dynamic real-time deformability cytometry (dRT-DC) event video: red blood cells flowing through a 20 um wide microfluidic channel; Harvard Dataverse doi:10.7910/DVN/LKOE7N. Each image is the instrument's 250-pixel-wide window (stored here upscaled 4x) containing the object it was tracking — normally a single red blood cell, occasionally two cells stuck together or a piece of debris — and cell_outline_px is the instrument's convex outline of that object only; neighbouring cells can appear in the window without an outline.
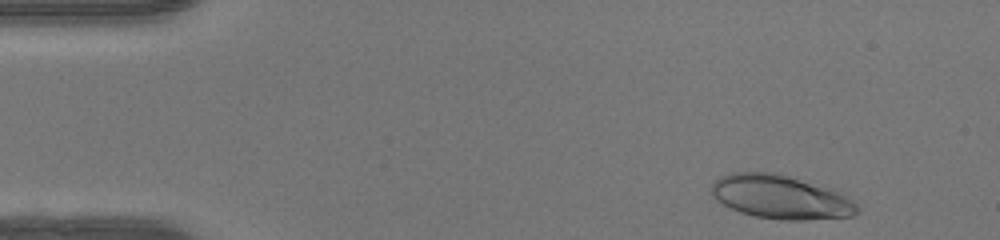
{"species": "human", "species_latin": "Homo sapiens", "temperature_condition": "warm", "stored_images_in_passage": 47, "camera_frame_rate_fps": 3000, "um_per_image_px": 0.085, "donor": {"sex": "female"}, "frame": {"image": 1, "passage_image": 3, "time_ms": 0.667, "image_size_px": [1000, 240], "cell_outline_px": [[860, 212], [852, 216], [804, 220], [780, 220], [756, 216], [740, 212], [716, 200], [712, 196], [712, 184], [720, 176], [732, 172], [776, 172], [832, 188], [840, 192], [852, 200], [860, 208]], "centroid_in_image_um": [66.39, 16.74], "position_along_channel_um": 18.6, "area_um2": 37.34}}
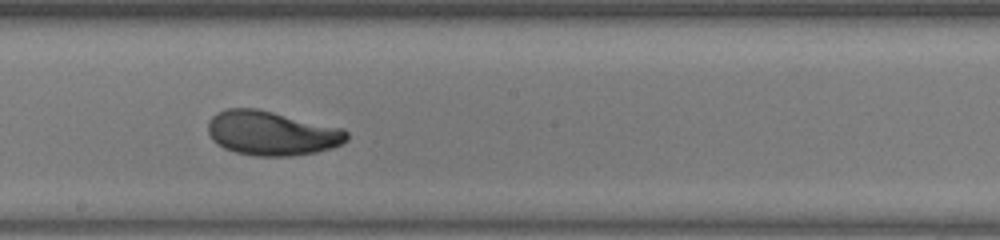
{"frame": {"image": 2, "passage_image": 25, "time_ms": 8.0, "image_size_px": [1000, 240], "cell_outline_px": [[348, 140], [332, 148], [316, 152], [292, 156], [256, 156], [236, 152], [224, 148], [216, 144], [212, 140], [208, 132], [208, 120], [216, 112], [228, 108], [256, 108], [344, 128], [348, 132]], "centroid_in_image_um": [23.09, 11.32], "position_along_channel_um": 225.1, "area_um2": 36.13}}
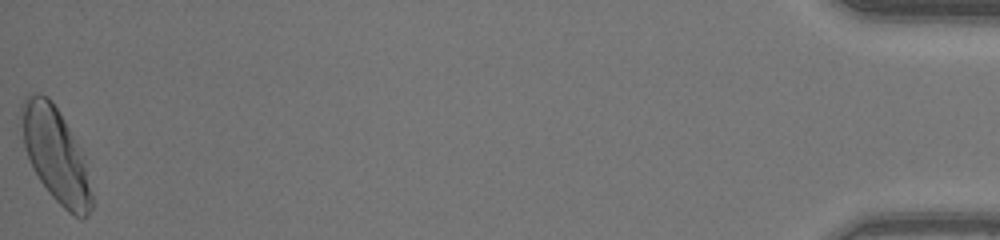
{"frame": {"image": 3, "passage_image": 47, "time_ms": 15.333, "image_size_px": [1000, 240], "cell_outline_px": [[92, 208], [84, 216], [76, 216], [68, 212], [48, 192], [32, 168], [24, 144], [20, 116], [20, 104], [24, 96], [48, 96], [52, 100], [64, 120], [84, 156], [92, 196]], "centroid_in_image_um": [4.71, 13.15], "position_along_channel_um": 430.5, "area_um2": 37.86}, "authors_computed_cell_mechanics": {"area_um2": 35.4892, "velocity_mm_per_s": 4.2255, "shape_relaxation_time_tau1_ms": 3.4439, "shape_relaxation_time_tau2_ms": 1.2389, "deformation_change_tau1": 0.164, "deformation_change_tau2": 0.0621}}